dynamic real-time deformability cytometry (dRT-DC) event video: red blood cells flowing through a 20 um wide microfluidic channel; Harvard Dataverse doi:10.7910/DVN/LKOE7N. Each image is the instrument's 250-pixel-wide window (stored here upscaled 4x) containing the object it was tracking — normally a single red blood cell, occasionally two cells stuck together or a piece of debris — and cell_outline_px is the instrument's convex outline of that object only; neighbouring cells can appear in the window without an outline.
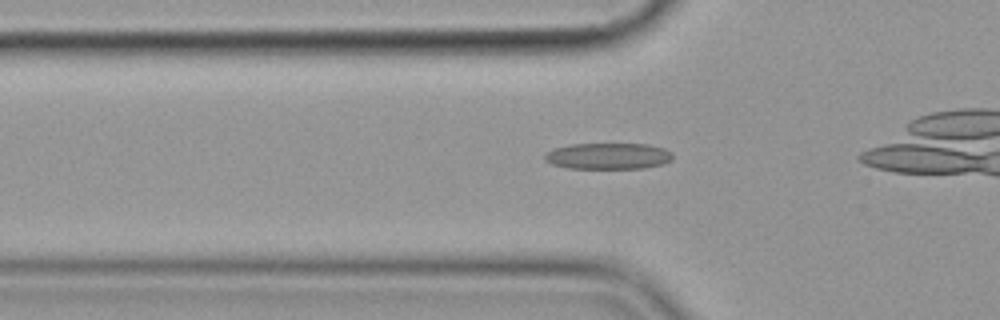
{"species": "common noctule bat (a hibernating species)", "species_latin": "Nyctalus noctula", "temperature_condition": "cold", "stored_images_in_passage": 30, "camera_frame_rate_fps": 3000, "um_per_image_px": 0.085, "animal": {"sex": "female", "body_mass_g": 19.9}, "frame": {"image": 1, "passage_image": 4, "time_ms": 1.0, "image_size_px": [1000, 320], "cell_outline_px": [[672, 160], [664, 164], [644, 168], [568, 168], [552, 164], [544, 160], [544, 152], [552, 148], [572, 144], [648, 144], [664, 148], [672, 152]], "centroid_in_image_um": [51.68, 13.26], "position_along_channel_um": 74.1, "area_um2": 19.77}}
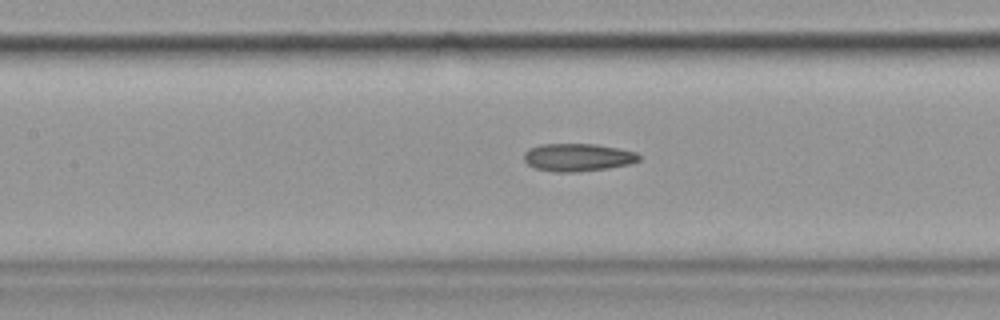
{"frame": {"image": 2, "passage_image": 11, "time_ms": 3.333, "image_size_px": [1000, 320], "cell_outline_px": [[640, 160], [628, 164], [608, 168], [580, 172], [556, 172], [536, 168], [528, 164], [524, 160], [524, 152], [528, 148], [540, 144], [596, 144], [636, 152], [640, 156]], "centroid_in_image_um": [49.09, 13.37], "position_along_channel_um": 158.3, "area_um2": 18.61}}
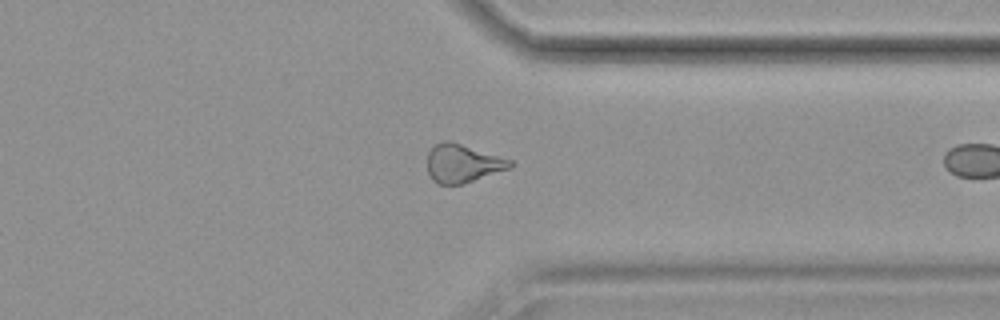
{"frame": {"image": 3, "passage_image": 29, "time_ms": 9.333, "image_size_px": [1000, 320], "cell_outline_px": [[516, 164], [512, 168], [460, 184], [436, 184], [432, 180], [428, 172], [428, 152], [436, 144], [444, 140], [452, 140], [512, 160]], "centroid_in_image_um": [39.35, 13.87], "position_along_channel_um": 372.1, "area_um2": 18.61}}